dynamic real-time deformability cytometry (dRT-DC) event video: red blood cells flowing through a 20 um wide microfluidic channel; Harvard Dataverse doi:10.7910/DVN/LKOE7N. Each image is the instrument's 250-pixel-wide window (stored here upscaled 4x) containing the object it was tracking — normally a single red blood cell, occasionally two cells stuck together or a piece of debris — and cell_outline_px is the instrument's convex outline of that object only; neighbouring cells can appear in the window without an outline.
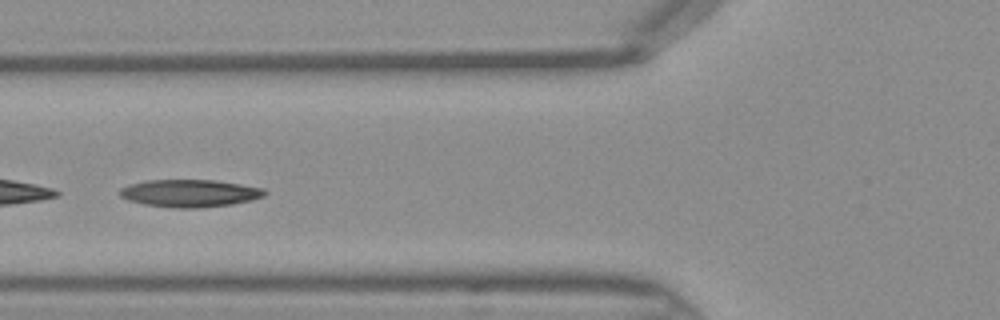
{"species": "Egyptian fruit bat (a non-hibernating species)", "species_latin": "Rousettus aegyptiacus", "temperature_condition": "warm", "stored_images_in_passage": 37, "camera_frame_rate_fps": 3000, "um_per_image_px": 0.085, "frame": {"image": 1, "passage_image": 10, "time_ms": 3.0, "image_size_px": [1000, 320], "cell_outline_px": [[268, 192], [264, 196], [252, 200], [232, 204], [200, 208], [172, 208], [144, 204], [128, 200], [120, 196], [120, 188], [128, 184], [144, 180], [216, 180], [264, 188]], "centroid_in_image_um": [16.13, 16.42], "position_along_channel_um": 109.7, "area_um2": 23.41}}
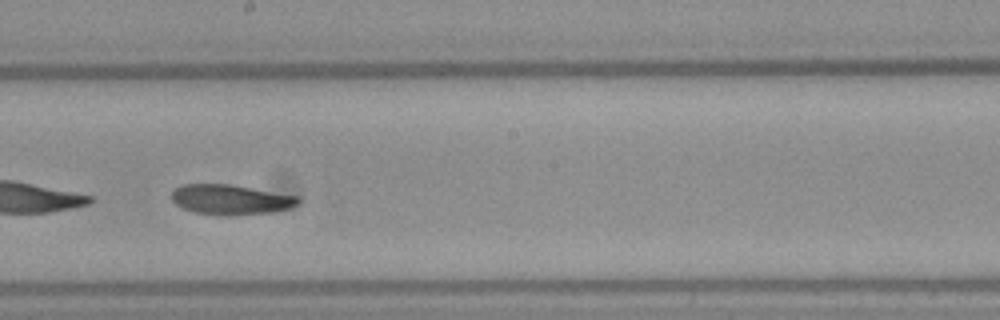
{"frame": {"image": 2, "passage_image": 18, "time_ms": 5.667, "image_size_px": [1000, 320], "cell_outline_px": [[300, 200], [292, 208], [272, 212], [232, 216], [220, 216], [192, 212], [176, 204], [172, 200], [172, 188], [180, 184], [228, 184], [300, 196]], "centroid_in_image_um": [19.59, 16.97], "position_along_channel_um": 228.6, "area_um2": 22.48}}
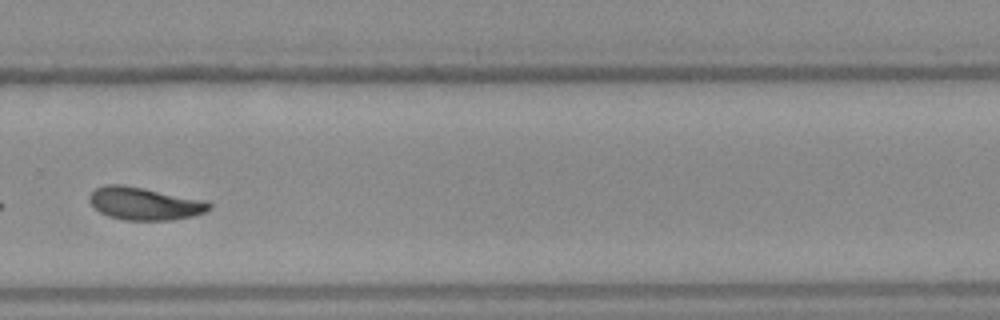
{"frame": {"image": 3, "passage_image": 24, "time_ms": 7.667, "image_size_px": [1000, 320], "cell_outline_px": [[212, 208], [204, 212], [192, 216], [172, 220], [124, 220], [108, 216], [100, 212], [88, 200], [88, 196], [96, 188], [104, 184], [120, 184], [144, 188], [208, 200], [212, 204]], "centroid_in_image_um": [12.31, 17.3], "position_along_channel_um": 317.5, "area_um2": 23.0}}